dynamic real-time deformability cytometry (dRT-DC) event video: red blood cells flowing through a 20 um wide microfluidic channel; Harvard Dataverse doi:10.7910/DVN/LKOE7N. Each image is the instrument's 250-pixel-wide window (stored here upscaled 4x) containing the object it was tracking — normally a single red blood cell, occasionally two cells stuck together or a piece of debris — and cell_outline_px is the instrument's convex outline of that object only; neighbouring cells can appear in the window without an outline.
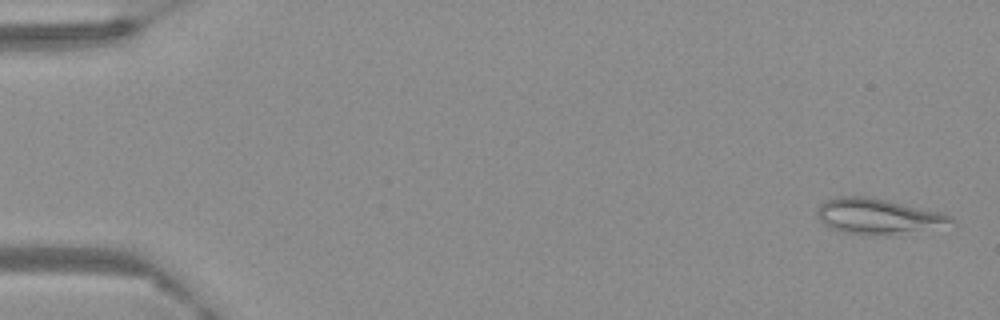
{"species": "Egyptian fruit bat (a non-hibernating species)", "species_latin": "Rousettus aegyptiacus", "temperature_condition": "warm", "stored_images_in_passage": 61, "camera_frame_rate_fps": 3000, "um_per_image_px": 0.085, "frame": {"image": 1, "passage_image": 2, "time_ms": 0.333, "image_size_px": [1000, 320], "cell_outline_px": [[956, 224], [872, 236], [864, 236], [840, 232], [828, 228], [820, 220], [816, 212], [820, 204], [828, 200], [840, 196], [860, 196], [884, 200], [940, 212], [956, 220]], "centroid_in_image_um": [74.55, 18.4], "position_along_channel_um": 10.5, "area_um2": 27.11}}
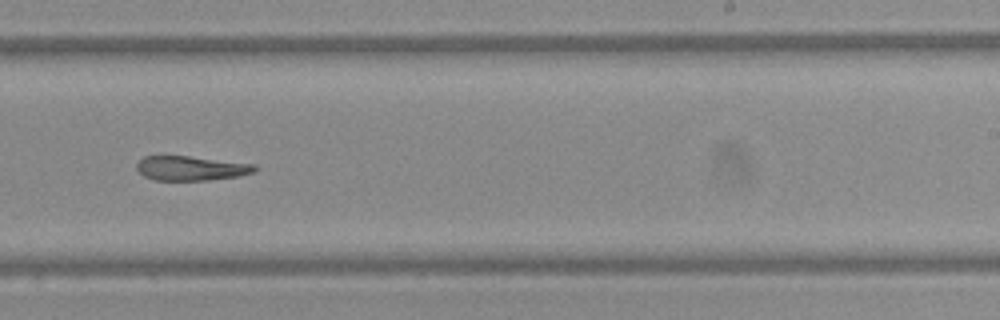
{"frame": {"image": 2, "passage_image": 39, "time_ms": 12.667, "image_size_px": [1000, 320], "cell_outline_px": [[260, 168], [256, 172], [240, 176], [208, 180], [156, 180], [144, 176], [136, 168], [136, 164], [144, 156], [188, 156], [256, 164]], "centroid_in_image_um": [16.31, 14.3], "position_along_channel_um": 272.7, "area_um2": 16.94}}
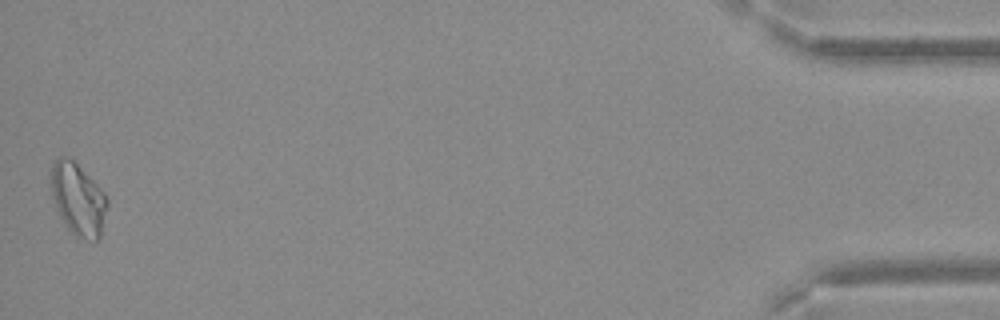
{"frame": {"image": 3, "passage_image": 61, "time_ms": 20.0, "image_size_px": [1000, 320], "cell_outline_px": [[108, 204], [100, 236], [96, 240], [80, 236], [72, 232], [68, 228], [60, 216], [56, 208], [52, 196], [52, 164], [56, 156], [64, 156], [72, 160], [104, 192], [108, 200]], "centroid_in_image_um": [6.63, 16.91], "position_along_channel_um": 428.6, "area_um2": 22.95}}